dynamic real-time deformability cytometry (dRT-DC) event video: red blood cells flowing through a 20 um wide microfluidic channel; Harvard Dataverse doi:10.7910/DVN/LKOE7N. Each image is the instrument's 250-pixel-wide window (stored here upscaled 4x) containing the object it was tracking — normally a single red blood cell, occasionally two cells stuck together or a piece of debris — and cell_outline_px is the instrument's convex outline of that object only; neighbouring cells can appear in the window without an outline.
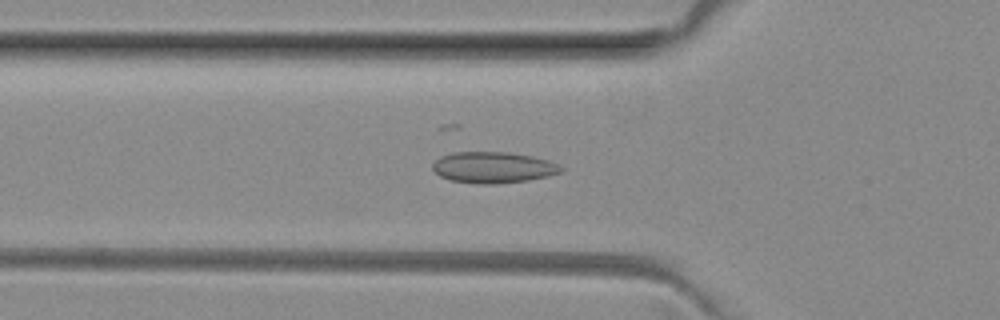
{"species": "common noctule bat (a hibernating species)", "species_latin": "Nyctalus noctula", "temperature_condition": "room temperature", "stored_images_in_passage": 50, "camera_frame_rate_fps": 3000, "um_per_image_px": 0.085, "animal": {"sex": "female", "body_mass_g": 29.2, "forearm_length_mm": 56.3}, "frame": {"image": 1, "passage_image": 16, "time_ms": 5.0, "image_size_px": [1000, 320], "cell_outline_px": [[564, 168], [560, 172], [548, 176], [528, 180], [496, 184], [480, 184], [452, 180], [440, 176], [432, 168], [432, 164], [440, 156], [452, 152], [508, 152], [532, 156], [548, 160]], "centroid_in_image_um": [41.91, 14.23], "position_along_channel_um": 83.9, "area_um2": 23.24}}
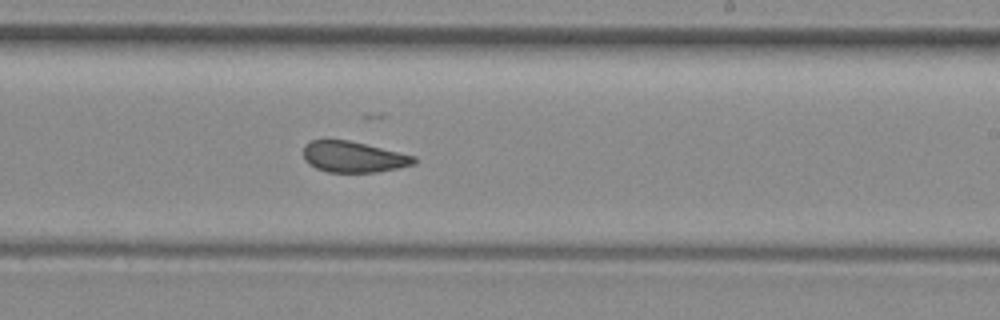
{"frame": {"image": 2, "passage_image": 29, "time_ms": 9.333, "image_size_px": [1000, 320], "cell_outline_px": [[416, 164], [400, 168], [376, 172], [328, 172], [316, 168], [308, 164], [304, 160], [304, 144], [312, 140], [348, 140], [416, 156]], "centroid_in_image_um": [30.05, 13.34], "position_along_channel_um": 259.0, "area_um2": 20.0}}
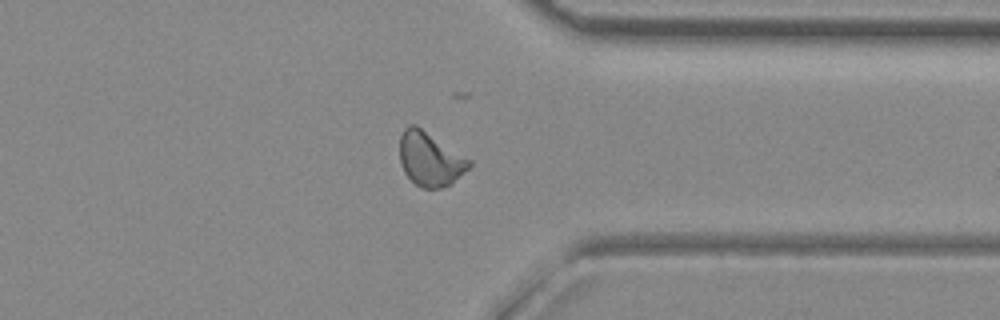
{"frame": {"image": 3, "passage_image": 38, "time_ms": 12.333, "image_size_px": [1000, 320], "cell_outline_px": [[472, 164], [468, 168], [448, 184], [440, 188], [420, 188], [404, 172], [400, 164], [400, 136], [404, 128], [408, 124], [416, 124], [472, 160]], "centroid_in_image_um": [36.52, 13.48], "position_along_channel_um": 374.9, "area_um2": 21.73}, "authors_computed_cell_mechanics": {"area_um2": 21.5016, "velocity_mm_per_s": 4.032, "shape_relaxation_time_tau1_ms": null, "shape_relaxation_time_tau2_ms": 2.3134, "deformation_change_tau1": null, "deformation_change_tau2": 0.085}}